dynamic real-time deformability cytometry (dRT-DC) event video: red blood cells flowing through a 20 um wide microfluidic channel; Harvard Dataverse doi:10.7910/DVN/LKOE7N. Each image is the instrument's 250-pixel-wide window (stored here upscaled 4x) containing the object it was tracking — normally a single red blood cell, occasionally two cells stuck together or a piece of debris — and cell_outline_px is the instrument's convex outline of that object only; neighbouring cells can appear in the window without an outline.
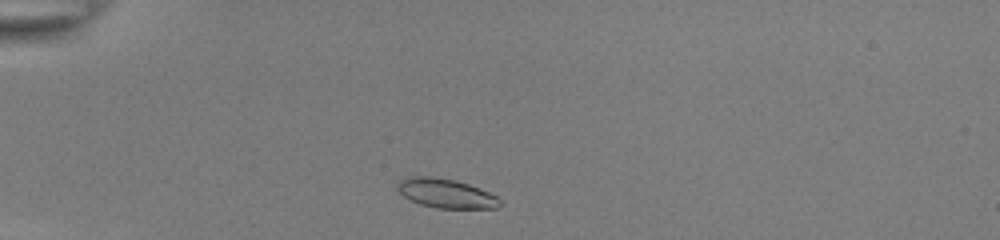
{"species": "common noctule bat (a hibernating species)", "species_latin": "Nyctalus noctula", "temperature_condition": "room temperature", "stored_images_in_passage": 40, "camera_frame_rate_fps": 3000, "um_per_image_px": 0.085, "animal": {"sex": "female", "body_mass_g": 22.0, "forearm_length_mm": 56.7}, "frame": {"image": 1, "passage_image": 2, "time_ms": 0.333, "image_size_px": [1000, 240], "cell_outline_px": [[504, 204], [496, 208], [436, 208], [420, 204], [404, 196], [396, 188], [396, 184], [400, 180], [408, 176], [432, 176], [456, 180], [468, 184], [488, 192], [496, 196]], "centroid_in_image_um": [37.9, 16.43], "position_along_channel_um": 47.1, "area_um2": 17.46}}
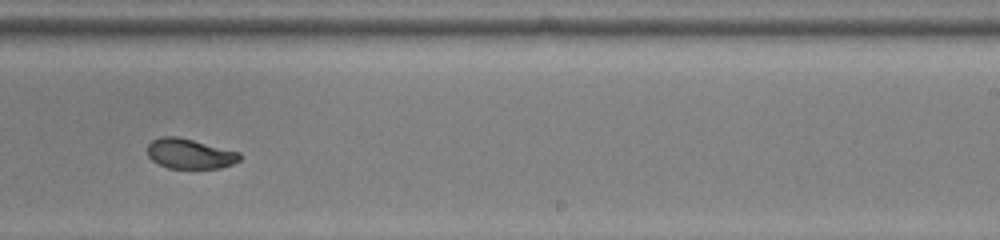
{"frame": {"image": 2, "passage_image": 22, "time_ms": 7.0, "image_size_px": [1000, 240], "cell_outline_px": [[240, 160], [232, 164], [220, 168], [168, 168], [152, 160], [148, 156], [148, 144], [152, 140], [160, 136], [176, 136], [240, 152]], "centroid_in_image_um": [16.12, 13.06], "position_along_channel_um": 272.9, "area_um2": 16.01}}
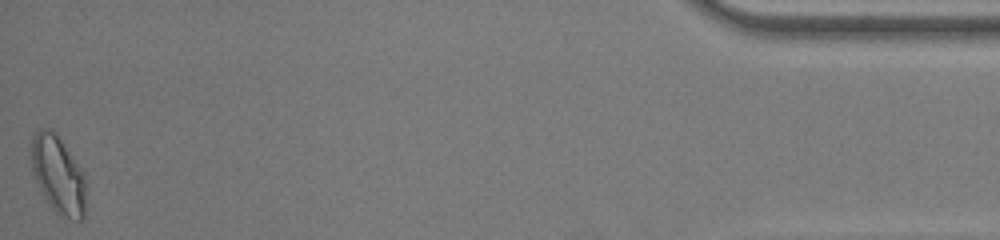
{"frame": {"image": 3, "passage_image": 40, "time_ms": 13.0, "image_size_px": [1000, 240], "cell_outline_px": [[84, 216], [80, 220], [76, 220], [60, 216], [52, 208], [44, 196], [36, 180], [32, 168], [32, 136], [40, 128], [48, 128], [56, 132], [84, 172]], "centroid_in_image_um": [4.94, 14.83], "position_along_channel_um": 430.3, "area_um2": 24.39}, "authors_computed_cell_mechanics": {"area_um2": 17.3978, "velocity_mm_per_s": 3.8754, "shape_relaxation_time_tau1_ms": 9.2782, "shape_relaxation_time_tau2_ms": 1.3657, "deformation_change_tau1": 0.1906, "deformation_change_tau2": 0.0463}}